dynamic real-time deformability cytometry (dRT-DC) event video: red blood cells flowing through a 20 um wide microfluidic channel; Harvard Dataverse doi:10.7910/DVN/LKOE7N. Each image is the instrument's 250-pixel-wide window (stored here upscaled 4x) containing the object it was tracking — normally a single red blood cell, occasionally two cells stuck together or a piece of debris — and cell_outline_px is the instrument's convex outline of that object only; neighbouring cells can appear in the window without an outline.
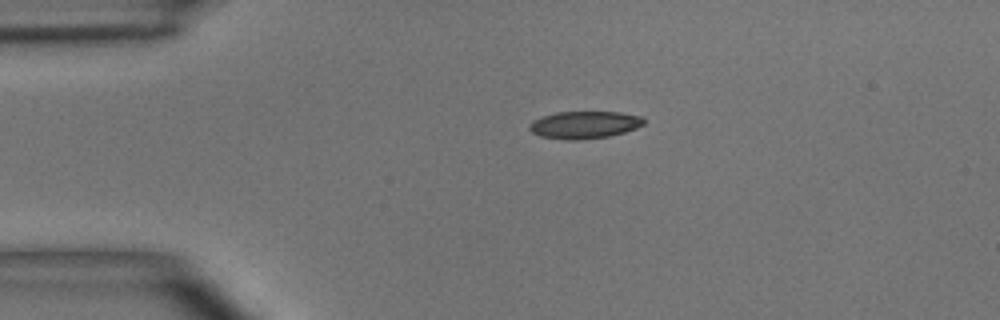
{"species": "common noctule bat (a hibernating species)", "species_latin": "Nyctalus noctula", "temperature_condition": "room temperature", "stored_images_in_passage": 2, "camera_frame_rate_fps": 3000, "um_per_image_px": 0.085, "animal": {"sex": "male", "body_mass_g": 15.6}, "frame": {"image": 1, "passage_image": 1, "time_ms": 0.0, "image_size_px": [1000, 320], "cell_outline_px": [[644, 124], [636, 128], [624, 132], [608, 136], [580, 140], [564, 140], [540, 136], [532, 132], [528, 128], [528, 124], [532, 120], [556, 112], [620, 112], [644, 116]], "centroid_in_image_um": [49.67, 10.61], "position_along_channel_um": 35.3, "area_um2": 18.38}}